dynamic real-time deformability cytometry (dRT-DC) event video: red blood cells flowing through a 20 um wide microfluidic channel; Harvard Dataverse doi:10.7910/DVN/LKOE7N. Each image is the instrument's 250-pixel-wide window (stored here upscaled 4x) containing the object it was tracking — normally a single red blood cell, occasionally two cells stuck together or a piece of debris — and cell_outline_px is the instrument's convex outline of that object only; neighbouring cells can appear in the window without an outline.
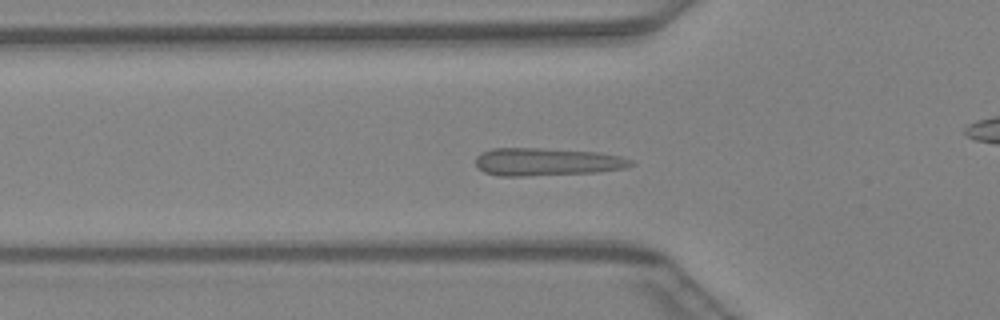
{"species": "Egyptian fruit bat (a non-hibernating species)", "species_latin": "Rousettus aegyptiacus", "temperature_condition": "warm", "stored_images_in_passage": 45, "camera_frame_rate_fps": 3000, "um_per_image_px": 0.085, "animal": {"sex": "female"}, "frame": {"image": 1, "passage_image": 14, "time_ms": 4.333, "image_size_px": [1000, 320], "cell_outline_px": [[636, 164], [624, 168], [596, 172], [524, 176], [500, 176], [484, 172], [476, 164], [476, 156], [480, 152], [492, 148], [540, 148], [596, 152], [620, 156], [632, 160]], "centroid_in_image_um": [46.46, 13.75], "position_along_channel_um": 79.3, "area_um2": 25.09}}
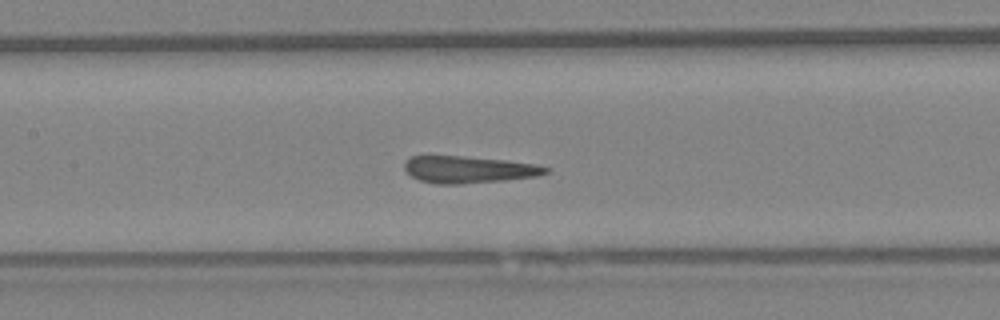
{"frame": {"image": 2, "passage_image": 20, "time_ms": 6.333, "image_size_px": [1000, 320], "cell_outline_px": [[552, 168], [548, 172], [536, 176], [504, 180], [460, 184], [436, 184], [420, 180], [412, 176], [404, 168], [404, 160], [412, 156], [464, 156], [504, 160], [536, 164]], "centroid_in_image_um": [39.84, 14.41], "position_along_channel_um": 167.6, "area_um2": 22.14}}
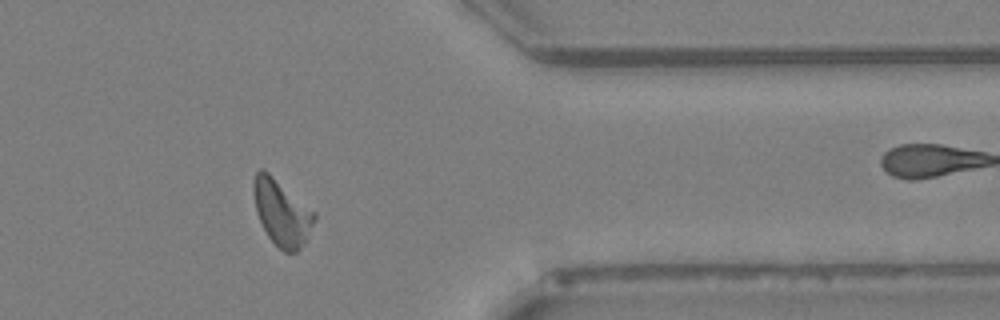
{"frame": {"image": 3, "passage_image": 36, "time_ms": 11.667, "image_size_px": [1000, 320], "cell_outline_px": [[316, 216], [308, 240], [296, 252], [284, 252], [268, 236], [256, 212], [252, 192], [252, 184], [256, 172], [260, 168], [264, 168], [316, 212]], "centroid_in_image_um": [23.95, 18.05], "position_along_channel_um": 387.4, "area_um2": 23.52}}